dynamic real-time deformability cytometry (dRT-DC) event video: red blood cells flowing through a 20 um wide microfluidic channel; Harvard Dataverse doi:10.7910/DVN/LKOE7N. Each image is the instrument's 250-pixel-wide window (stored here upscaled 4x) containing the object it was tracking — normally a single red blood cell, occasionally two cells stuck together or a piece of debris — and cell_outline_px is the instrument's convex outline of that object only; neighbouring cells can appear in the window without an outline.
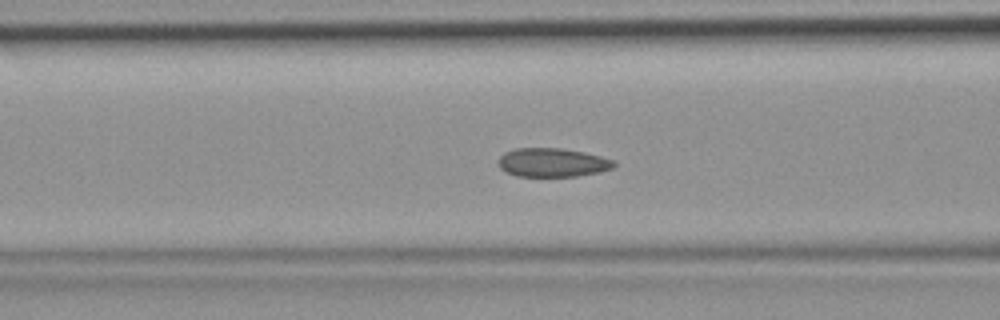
{"species": "common noctule bat (a hibernating species)", "species_latin": "Nyctalus noctula", "temperature_condition": "room temperature", "stored_images_in_passage": 47, "camera_frame_rate_fps": 3000, "um_per_image_px": 0.085, "animal": {"sex": "female", "body_mass_g": 19.9}, "frame": {"image": 1, "passage_image": 19, "time_ms": 6.0, "image_size_px": [1000, 320], "cell_outline_px": [[616, 164], [612, 168], [600, 172], [576, 176], [516, 176], [500, 168], [500, 156], [504, 152], [516, 148], [560, 148], [584, 152], [616, 160]], "centroid_in_image_um": [46.99, 13.81], "position_along_channel_um": 119.6, "area_um2": 19.31}}
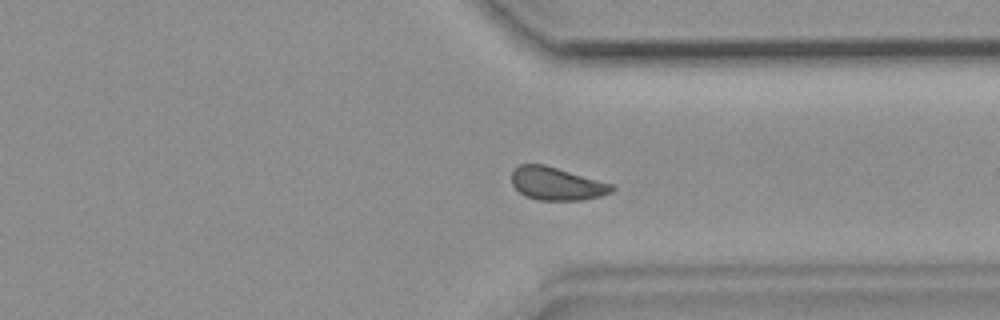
{"frame": {"image": 2, "passage_image": 36, "time_ms": 11.667, "image_size_px": [1000, 320], "cell_outline_px": [[616, 188], [612, 192], [600, 196], [584, 200], [536, 200], [524, 196], [512, 184], [512, 172], [520, 164], [544, 164], [616, 184]], "centroid_in_image_um": [47.37, 15.62], "position_along_channel_um": 364.0, "area_um2": 19.54}}
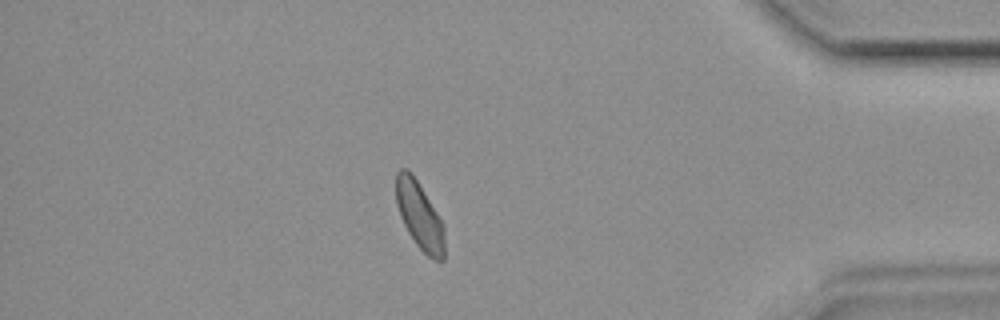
{"frame": {"image": 3, "passage_image": 41, "time_ms": 13.333, "image_size_px": [1000, 320], "cell_outline_px": [[444, 260], [432, 260], [416, 244], [408, 232], [400, 216], [396, 200], [396, 172], [400, 168], [408, 168], [412, 172], [444, 224]], "centroid_in_image_um": [35.66, 18.3], "position_along_channel_um": 399.5, "area_um2": 19.07}}